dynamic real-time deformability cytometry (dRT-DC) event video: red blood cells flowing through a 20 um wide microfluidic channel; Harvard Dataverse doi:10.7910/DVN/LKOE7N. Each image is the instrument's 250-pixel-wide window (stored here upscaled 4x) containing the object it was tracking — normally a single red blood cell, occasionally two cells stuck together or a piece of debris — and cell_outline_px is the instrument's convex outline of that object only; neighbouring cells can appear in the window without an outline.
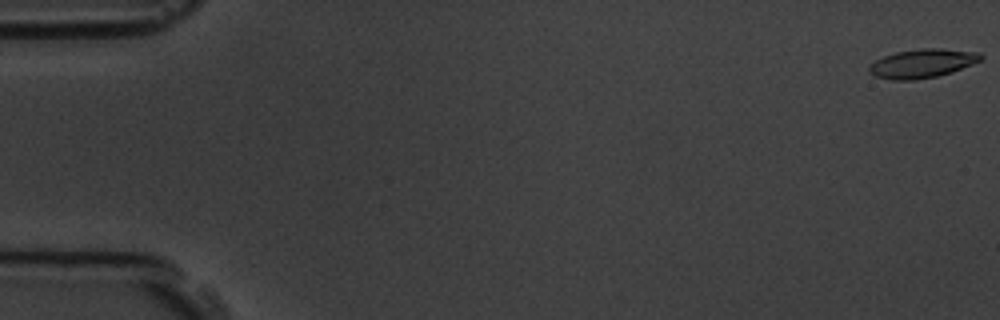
{"species": "common noctule bat (a hibernating species)", "species_latin": "Nyctalus noctula", "temperature_condition": "room temperature", "stored_images_in_passage": 11, "camera_frame_rate_fps": 3000, "um_per_image_px": 0.085, "animal": {"sex": "male", "body_mass_g": 19.5, "forearm_length_mm": 54.6}, "frame": {"image": 1, "passage_image": 1, "time_ms": 0.0, "image_size_px": [1000, 320], "cell_outline_px": [[984, 56], [980, 60], [972, 64], [952, 72], [936, 76], [916, 80], [892, 80], [876, 76], [868, 68], [876, 60], [884, 56], [896, 52], [924, 48], [940, 48], [980, 52]], "centroid_in_image_um": [78.44, 5.38], "position_along_channel_um": 6.6, "area_um2": 18.55}}
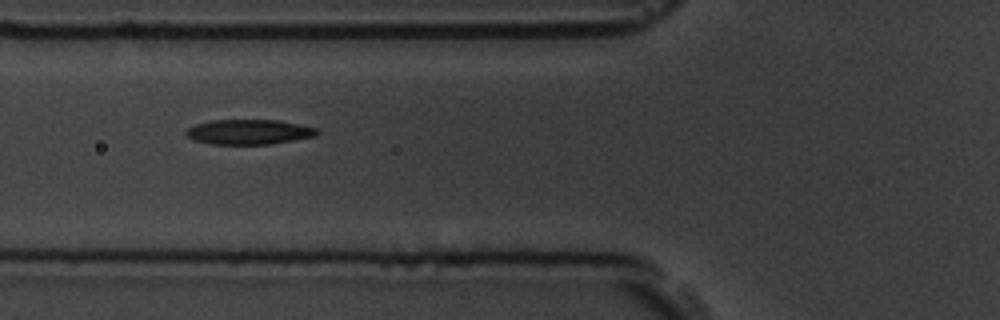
{"frame": {"image": 2, "passage_image": 6, "time_ms": 6.667, "image_size_px": [1000, 320], "cell_outline_px": [[320, 132], [316, 136], [268, 144], [208, 144], [196, 140], [188, 136], [184, 132], [188, 128], [196, 124], [212, 120], [280, 120], [300, 124], [316, 128]], "centroid_in_image_um": [21.17, 11.21], "position_along_channel_um": 104.6, "area_um2": 18.96}}
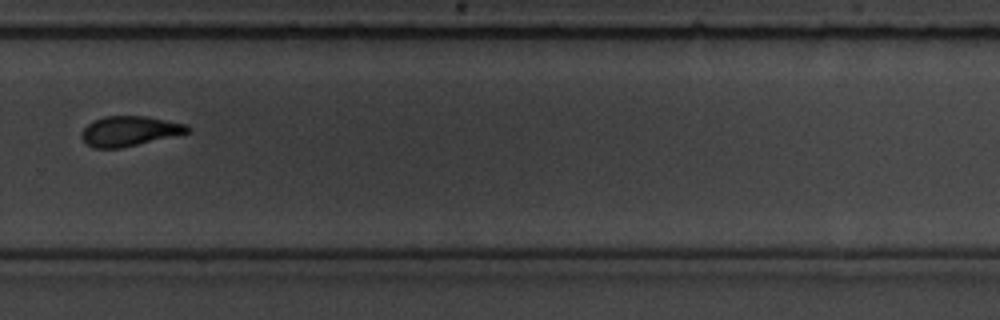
{"frame": {"image": 3, "passage_image": 11, "time_ms": 12.333, "image_size_px": [1000, 320], "cell_outline_px": [[192, 132], [120, 148], [92, 148], [84, 144], [80, 136], [80, 132], [92, 120], [104, 116], [144, 116], [188, 124], [192, 128]], "centroid_in_image_um": [10.99, 11.14], "position_along_channel_um": 318.8, "area_um2": 18.79}}